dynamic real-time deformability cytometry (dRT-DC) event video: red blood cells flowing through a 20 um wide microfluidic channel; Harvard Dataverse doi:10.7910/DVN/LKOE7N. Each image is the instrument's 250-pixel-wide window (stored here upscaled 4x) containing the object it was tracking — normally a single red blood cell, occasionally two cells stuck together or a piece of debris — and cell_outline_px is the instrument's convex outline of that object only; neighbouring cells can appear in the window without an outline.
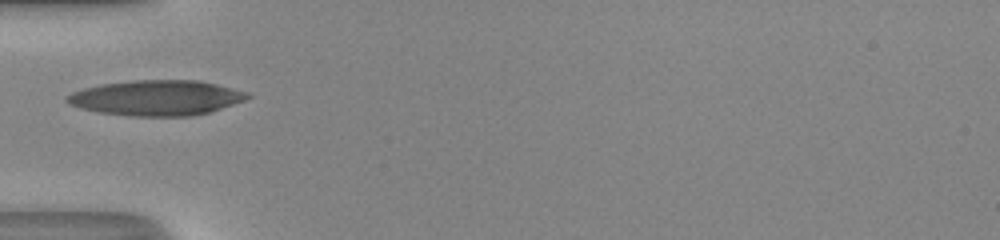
{"species": "human", "species_latin": "Homo sapiens", "temperature_condition": "room temperature", "stored_images_in_passage": 34, "camera_frame_rate_fps": 3000, "um_per_image_px": 0.085, "donor": {"sex": "male"}, "frame": {"image": 1, "passage_image": 1, "time_ms": 0.0, "image_size_px": [1000, 240], "cell_outline_px": [[252, 96], [244, 100], [208, 112], [192, 116], [132, 116], [100, 112], [80, 108], [64, 100], [64, 96], [72, 92], [84, 88], [100, 84], [132, 80], [200, 80], [248, 92]], "centroid_in_image_um": [13.27, 8.31], "position_along_channel_um": 71.7, "area_um2": 36.99}}
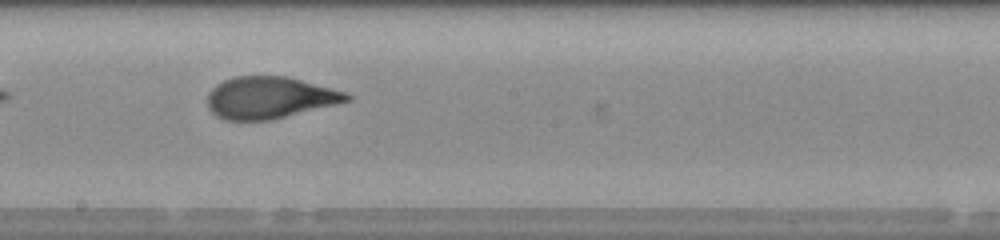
{"frame": {"image": 2, "passage_image": 12, "time_ms": 3.667, "image_size_px": [1000, 240], "cell_outline_px": [[352, 100], [272, 120], [224, 120], [216, 116], [208, 108], [208, 92], [216, 84], [224, 80], [236, 76], [288, 76], [344, 92], [352, 96]], "centroid_in_image_um": [22.89, 8.3], "position_along_channel_um": 225.3, "area_um2": 33.93}}
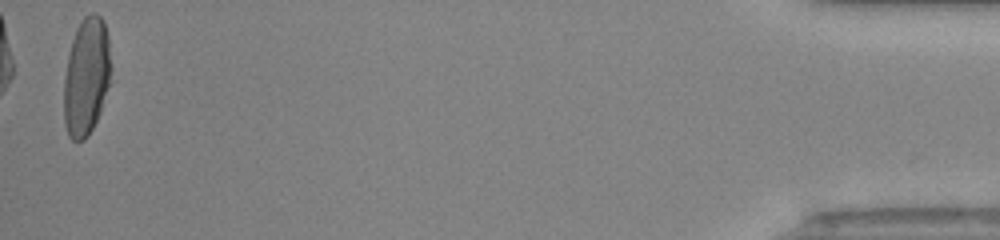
{"frame": {"image": 3, "passage_image": 33, "time_ms": 10.667, "image_size_px": [1000, 240], "cell_outline_px": [[112, 68], [108, 84], [100, 112], [92, 128], [84, 140], [72, 140], [68, 136], [64, 124], [64, 80], [68, 52], [76, 28], [84, 16], [92, 12], [96, 12], [104, 20], [108, 36], [112, 64]], "centroid_in_image_um": [7.34, 6.46], "position_along_channel_um": 427.9, "area_um2": 32.6}, "authors_computed_cell_mechanics": {"area_um2": 34.4777, "velocity_mm_per_s": 4.1991, "shape_relaxation_time_tau1_ms": 7.3647, "shape_relaxation_time_tau2_ms": 0.9236, "deformation_change_tau1": 0.2825, "deformation_change_tau2": 0.081}}